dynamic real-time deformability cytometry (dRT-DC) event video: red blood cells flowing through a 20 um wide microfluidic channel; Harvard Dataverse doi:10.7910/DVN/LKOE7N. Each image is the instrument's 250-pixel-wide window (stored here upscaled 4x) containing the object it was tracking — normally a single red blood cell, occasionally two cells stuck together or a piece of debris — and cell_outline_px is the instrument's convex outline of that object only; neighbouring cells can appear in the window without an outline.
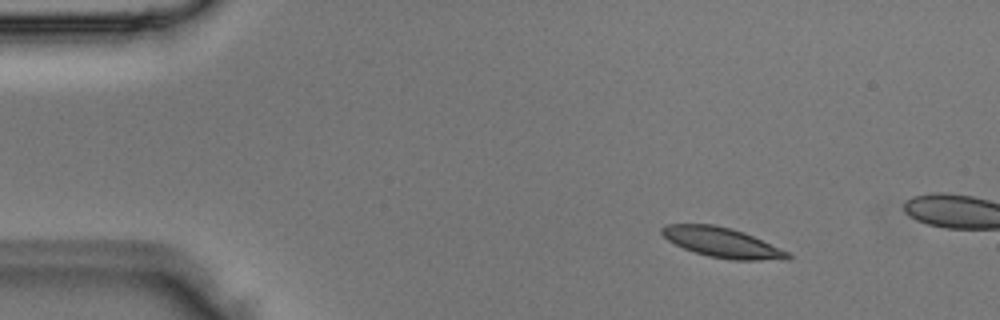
{"species": "Egyptian fruit bat (a non-hibernating species)", "species_latin": "Rousettus aegyptiacus", "temperature_condition": "room temperature", "stored_images_in_passage": 3, "camera_frame_rate_fps": 3000, "um_per_image_px": 0.085, "animal": {"sex": "male"}, "frame": {"image": 1, "passage_image": 1, "time_ms": 0.0, "image_size_px": [1000, 320], "cell_outline_px": [[792, 256], [788, 260], [732, 260], [708, 256], [684, 248], [668, 240], [660, 232], [660, 228], [668, 224], [716, 224], [732, 228], [744, 232], [788, 252]], "centroid_in_image_um": [61.39, 20.61], "position_along_channel_um": 23.6, "area_um2": 21.85}}